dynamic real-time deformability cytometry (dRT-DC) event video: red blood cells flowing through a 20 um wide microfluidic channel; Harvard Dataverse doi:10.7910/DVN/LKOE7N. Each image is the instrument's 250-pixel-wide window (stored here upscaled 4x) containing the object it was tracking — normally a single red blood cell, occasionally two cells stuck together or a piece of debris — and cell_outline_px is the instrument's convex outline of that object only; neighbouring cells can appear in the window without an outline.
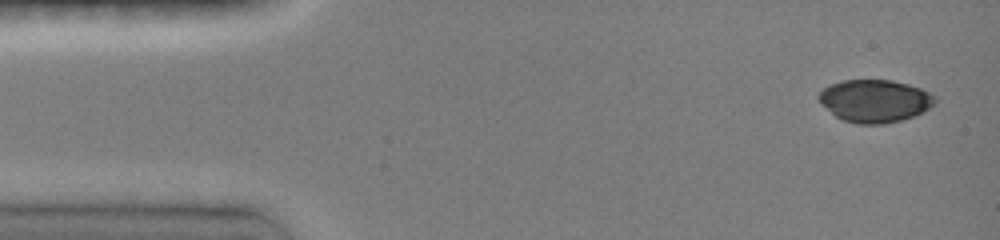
{"species": "common noctule bat (a hibernating species)", "species_latin": "Nyctalus noctula", "temperature_condition": "room temperature", "stored_images_in_passage": 6, "camera_frame_rate_fps": 3000, "um_per_image_px": 0.085, "animal": {"sex": "female", "body_mass_g": 19.0, "forearm_length_mm": 51.5}, "frame": {"image": 1, "passage_image": 1, "time_ms": 0.0, "image_size_px": [1000, 240], "cell_outline_px": [[936, 104], [924, 112], [900, 120], [880, 124], [860, 124], [844, 120], [836, 116], [820, 104], [816, 96], [824, 88], [832, 84], [844, 80], [892, 80], [908, 84], [920, 88], [936, 96]], "centroid_in_image_um": [74.37, 8.57], "position_along_channel_um": 10.6, "area_um2": 28.84}}